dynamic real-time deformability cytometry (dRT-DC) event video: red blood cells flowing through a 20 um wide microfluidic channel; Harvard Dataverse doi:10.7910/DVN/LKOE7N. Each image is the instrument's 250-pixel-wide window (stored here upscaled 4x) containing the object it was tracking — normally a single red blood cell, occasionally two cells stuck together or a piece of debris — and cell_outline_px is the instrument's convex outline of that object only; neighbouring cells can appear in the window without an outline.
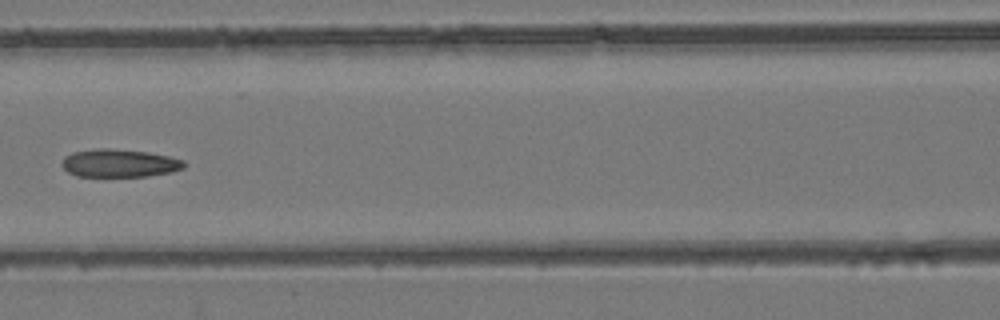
{"species": "common noctule bat (a hibernating species)", "species_latin": "Nyctalus noctula", "temperature_condition": "room temperature", "stored_images_in_passage": 7, "camera_frame_rate_fps": 3000, "um_per_image_px": 0.085, "animal": {"sex": "female", "body_mass_g": 24.6, "forearm_length_mm": 56.2}, "frame": {"image": 1, "passage_image": 7, "time_ms": 2.0, "image_size_px": [1000, 320], "cell_outline_px": [[184, 168], [172, 172], [144, 176], [76, 176], [68, 172], [60, 164], [64, 156], [72, 152], [96, 148], [112, 148], [148, 152], [168, 156], [184, 160]], "centroid_in_image_um": [10.11, 13.86], "position_along_channel_um": 156.5, "area_um2": 20.0}}